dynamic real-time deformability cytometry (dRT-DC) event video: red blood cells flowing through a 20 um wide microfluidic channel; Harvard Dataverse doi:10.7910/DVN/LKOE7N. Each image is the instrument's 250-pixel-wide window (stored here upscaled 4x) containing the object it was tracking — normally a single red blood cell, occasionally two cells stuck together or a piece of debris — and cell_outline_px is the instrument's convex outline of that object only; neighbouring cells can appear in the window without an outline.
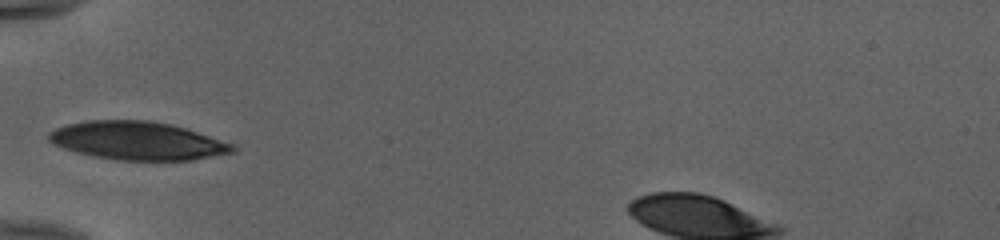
{"species": "human", "species_latin": "Homo sapiens", "temperature_condition": "cold", "stored_images_in_passage": 35, "camera_frame_rate_fps": 3000, "um_per_image_px": 0.085, "donor": {"sex": "female"}, "frame": {"image": 1, "passage_image": 1, "time_ms": 0.0, "image_size_px": [1000, 240], "cell_outline_px": [[236, 152], [192, 160], [116, 160], [92, 156], [76, 152], [52, 144], [48, 140], [48, 132], [56, 128], [68, 124], [88, 120], [148, 120], [172, 124], [236, 144]], "centroid_in_image_um": [11.7, 11.96], "position_along_channel_um": 73.3, "area_um2": 41.21}}
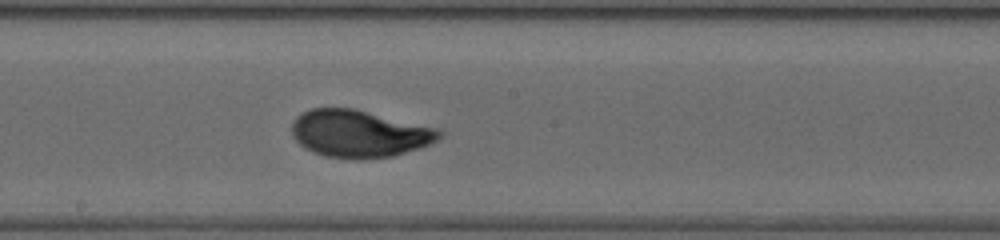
{"frame": {"image": 2, "passage_image": 12, "time_ms": 3.667, "image_size_px": [1000, 240], "cell_outline_px": [[444, 136], [428, 144], [392, 156], [364, 160], [356, 160], [324, 156], [312, 152], [304, 148], [292, 136], [292, 124], [296, 116], [312, 108], [352, 108], [440, 128], [444, 132]], "centroid_in_image_um": [30.54, 11.37], "position_along_channel_um": 217.7, "area_um2": 40.86}}
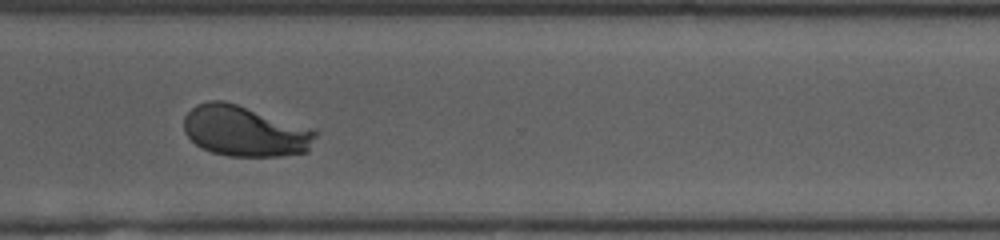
{"frame": {"image": 3, "passage_image": 22, "time_ms": 7.0, "image_size_px": [1000, 240], "cell_outline_px": [[320, 132], [308, 152], [280, 156], [228, 156], [212, 152], [200, 148], [184, 132], [184, 116], [196, 104], [208, 100], [224, 100], [316, 128]], "centroid_in_image_um": [20.88, 11.14], "position_along_channel_um": 349.7, "area_um2": 39.59}}